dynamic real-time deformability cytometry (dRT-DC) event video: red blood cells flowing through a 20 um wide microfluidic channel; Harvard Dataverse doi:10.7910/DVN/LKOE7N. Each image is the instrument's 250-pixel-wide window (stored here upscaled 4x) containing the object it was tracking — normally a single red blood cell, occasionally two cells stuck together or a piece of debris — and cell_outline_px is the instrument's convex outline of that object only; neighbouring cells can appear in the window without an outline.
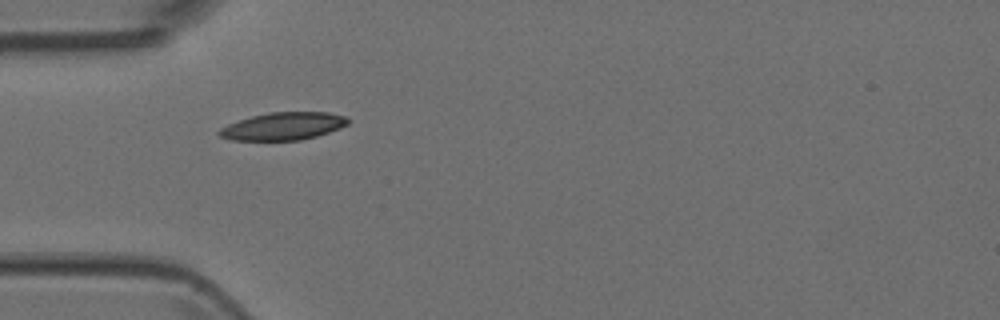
{"species": "Egyptian fruit bat (a non-hibernating species)", "species_latin": "Rousettus aegyptiacus", "temperature_condition": "room temperature", "stored_images_in_passage": 2, "camera_frame_rate_fps": 3000, "um_per_image_px": 0.085, "animal": {"sex": "female"}, "frame": {"image": 1, "passage_image": 1, "time_ms": 0.0, "image_size_px": [1000, 320], "cell_outline_px": [[352, 120], [348, 124], [340, 128], [316, 136], [300, 140], [232, 140], [220, 136], [216, 132], [220, 128], [228, 124], [252, 116], [268, 112], [328, 112], [348, 116]], "centroid_in_image_um": [24.11, 10.72], "position_along_channel_um": 60.9, "area_um2": 20.81}}
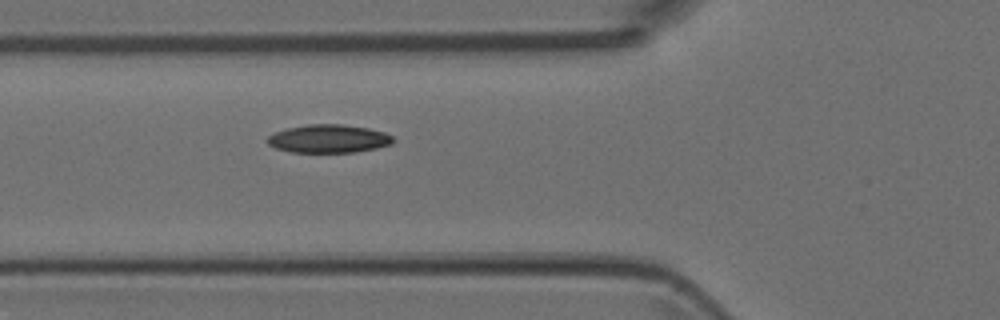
{"frame": {"image": 2, "passage_image": 2, "time_ms": 0.333, "image_size_px": [1000, 320], "cell_outline_px": [[396, 140], [392, 144], [376, 148], [356, 152], [292, 152], [276, 148], [268, 144], [264, 140], [268, 136], [276, 132], [288, 128], [308, 124], [340, 124], [368, 128], [384, 132], [392, 136]], "centroid_in_image_um": [27.94, 11.79], "position_along_channel_um": 97.9, "area_um2": 20.69}}